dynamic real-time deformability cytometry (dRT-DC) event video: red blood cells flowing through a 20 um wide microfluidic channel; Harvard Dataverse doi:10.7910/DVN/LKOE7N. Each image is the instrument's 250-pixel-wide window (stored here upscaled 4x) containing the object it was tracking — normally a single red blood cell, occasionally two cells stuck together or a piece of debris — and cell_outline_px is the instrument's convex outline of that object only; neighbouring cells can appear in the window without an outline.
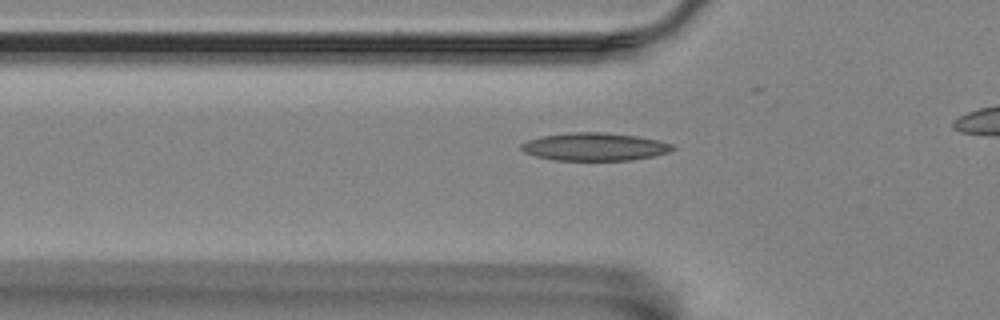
{"species": "Egyptian fruit bat (a non-hibernating species)", "species_latin": "Rousettus aegyptiacus", "temperature_condition": "room temperature", "stored_images_in_passage": 34, "camera_frame_rate_fps": 3000, "um_per_image_px": 0.085, "animal": {"sex": "female"}, "frame": {"image": 1, "passage_image": 11, "time_ms": 3.333, "image_size_px": [1000, 320], "cell_outline_px": [[676, 148], [668, 152], [652, 156], [632, 160], [552, 160], [536, 156], [524, 152], [520, 148], [520, 144], [528, 140], [540, 136], [568, 132], [604, 132], [636, 136], [656, 140], [672, 144]], "centroid_in_image_um": [50.5, 12.47], "position_along_channel_um": 75.3, "area_um2": 24.57}}
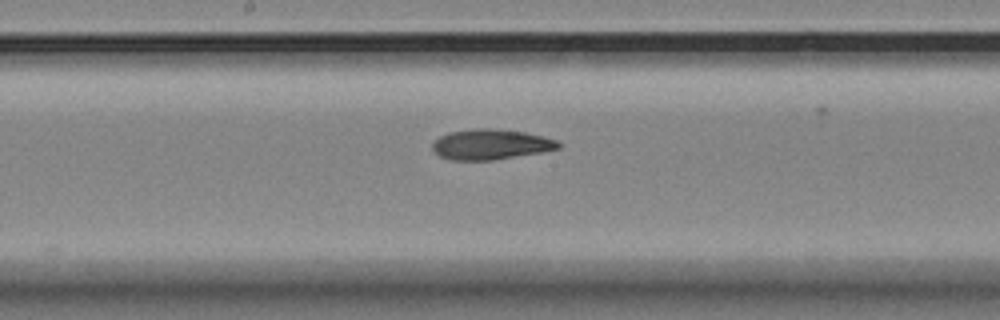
{"frame": {"image": 2, "passage_image": 22, "time_ms": 7.0, "image_size_px": [1000, 320], "cell_outline_px": [[560, 148], [540, 152], [492, 160], [452, 160], [440, 156], [432, 148], [432, 144], [440, 136], [448, 132], [476, 128], [492, 128], [524, 132], [544, 136], [556, 140], [560, 144]], "centroid_in_image_um": [41.7, 12.26], "position_along_channel_um": 206.5, "area_um2": 22.08}}
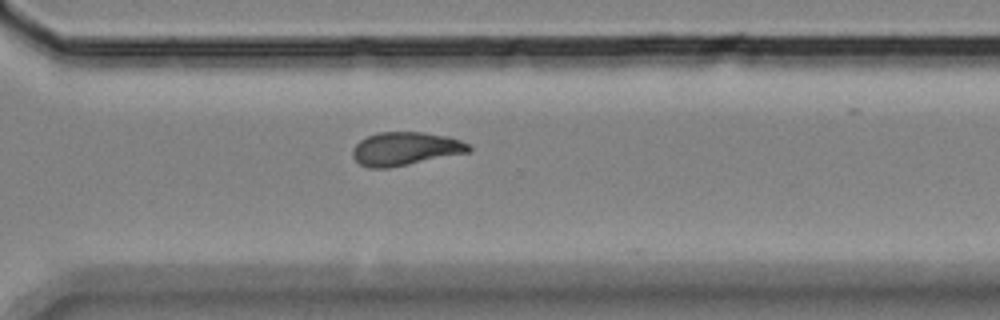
{"frame": {"image": 3, "passage_image": 33, "time_ms": 10.667, "image_size_px": [1000, 320], "cell_outline_px": [[472, 148], [468, 152], [388, 168], [368, 168], [360, 164], [352, 156], [352, 148], [360, 140], [368, 136], [380, 132], [424, 132], [448, 136], [460, 140], [468, 144]], "centroid_in_image_um": [34.43, 12.64], "position_along_channel_um": 336.2, "area_um2": 22.43}}